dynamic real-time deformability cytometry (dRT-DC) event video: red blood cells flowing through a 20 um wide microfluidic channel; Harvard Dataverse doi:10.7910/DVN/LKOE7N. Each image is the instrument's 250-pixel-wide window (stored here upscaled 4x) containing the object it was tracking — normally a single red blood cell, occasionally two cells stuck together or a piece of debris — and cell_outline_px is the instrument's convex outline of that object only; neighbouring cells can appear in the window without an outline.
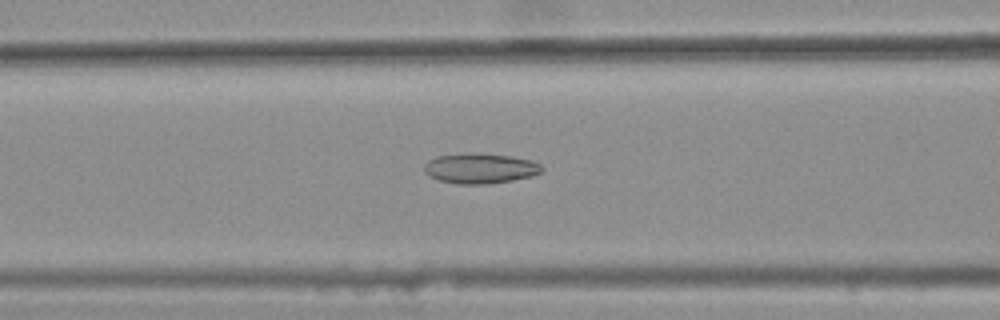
{"species": "common noctule bat (a hibernating species)", "species_latin": "Nyctalus noctula", "temperature_condition": "warm", "stored_images_in_passage": 48, "camera_frame_rate_fps": 3000, "um_per_image_px": 0.085, "animal": {"sex": "female", "body_mass_g": 25.1}, "frame": {"image": 1, "passage_image": 23, "time_ms": 7.333, "image_size_px": [1000, 320], "cell_outline_px": [[544, 168], [540, 172], [532, 176], [512, 180], [488, 184], [456, 184], [440, 180], [428, 176], [424, 172], [424, 164], [428, 160], [436, 156], [468, 152], [512, 156], [532, 160], [540, 164]], "centroid_in_image_um": [40.79, 14.3], "position_along_channel_um": 125.8, "area_um2": 20.92}}
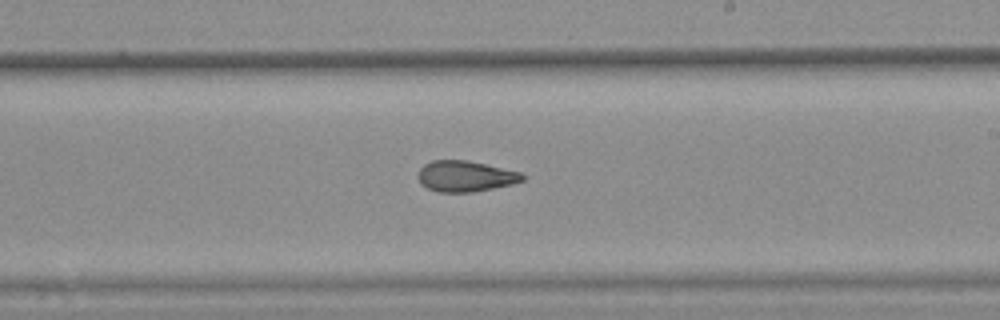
{"frame": {"image": 2, "passage_image": 33, "time_ms": 10.667, "image_size_px": [1000, 320], "cell_outline_px": [[524, 180], [512, 184], [472, 192], [436, 192], [420, 184], [416, 176], [420, 168], [424, 164], [432, 160], [468, 160], [520, 172], [524, 176]], "centroid_in_image_um": [39.5, 14.98], "position_along_channel_um": 249.5, "area_um2": 18.84}}
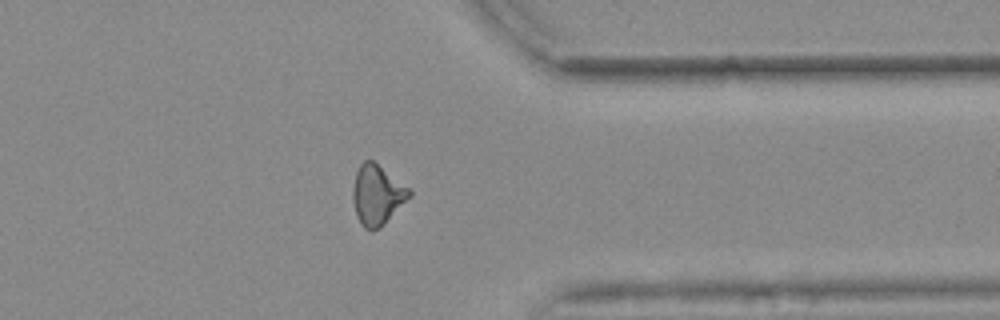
{"frame": {"image": 3, "passage_image": 44, "time_ms": 14.333, "image_size_px": [1000, 320], "cell_outline_px": [[412, 196], [380, 228], [372, 232], [364, 228], [360, 224], [356, 216], [352, 200], [352, 188], [356, 172], [360, 164], [364, 160], [372, 160], [408, 188], [412, 192]], "centroid_in_image_um": [32.03, 16.61], "position_along_channel_um": 379.4, "area_um2": 19.77}, "authors_computed_cell_mechanics": {"area_um2": 19.7387, "velocity_mm_per_s": 3.7231, "shape_relaxation_time_tau1_ms": null, "shape_relaxation_time_tau2_ms": 3.4703, "deformation_change_tau1": null, "deformation_change_tau2": 0.1078}}